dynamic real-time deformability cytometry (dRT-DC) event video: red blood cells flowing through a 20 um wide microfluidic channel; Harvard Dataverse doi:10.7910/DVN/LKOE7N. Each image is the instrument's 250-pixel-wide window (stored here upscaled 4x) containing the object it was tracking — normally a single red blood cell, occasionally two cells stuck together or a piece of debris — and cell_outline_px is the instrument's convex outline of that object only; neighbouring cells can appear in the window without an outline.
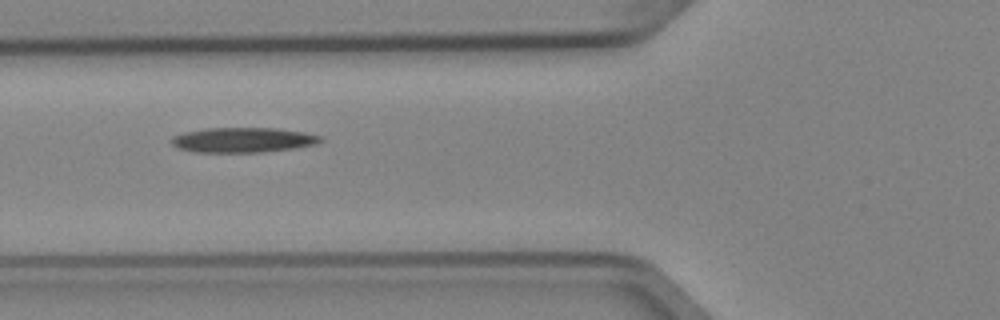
{"species": "Egyptian fruit bat (a non-hibernating species)", "species_latin": "Rousettus aegyptiacus", "temperature_condition": "cold", "stored_images_in_passage": 8, "camera_frame_rate_fps": 3000, "um_per_image_px": 0.085, "animal": {"sex": "female"}, "frame": {"image": 1, "passage_image": 5, "time_ms": 1.333, "image_size_px": [1000, 320], "cell_outline_px": [[324, 140], [316, 144], [296, 148], [260, 152], [192, 152], [176, 148], [168, 140], [172, 136], [184, 132], [204, 128], [276, 128], [304, 132], [320, 136]], "centroid_in_image_um": [20.6, 11.9], "position_along_channel_um": 105.2, "area_um2": 21.91}}